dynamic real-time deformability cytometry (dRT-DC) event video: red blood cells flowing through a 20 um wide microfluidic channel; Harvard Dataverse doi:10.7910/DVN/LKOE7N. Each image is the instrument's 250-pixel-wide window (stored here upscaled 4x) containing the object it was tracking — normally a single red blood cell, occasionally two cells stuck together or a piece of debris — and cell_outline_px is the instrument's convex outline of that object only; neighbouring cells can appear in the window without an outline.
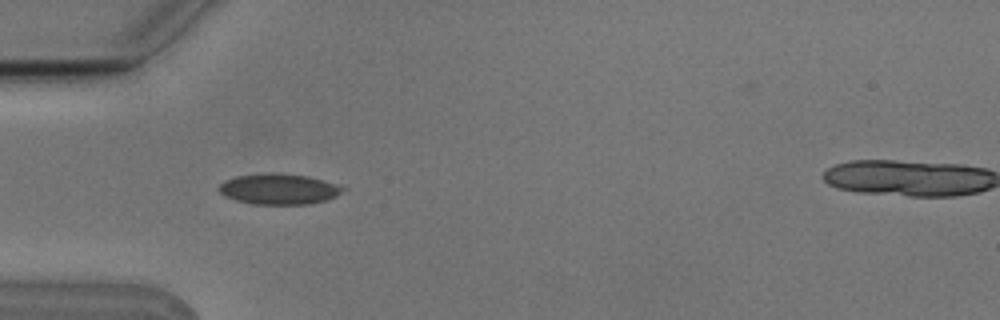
{"species": "Egyptian fruit bat (a non-hibernating species)", "species_latin": "Rousettus aegyptiacus", "temperature_condition": "cold", "stored_images_in_passage": 4, "camera_frame_rate_fps": 3000, "um_per_image_px": 0.085, "animal": {"sex": "male"}, "frame": {"image": 1, "passage_image": 3, "time_ms": 0.667, "image_size_px": [1000, 320], "cell_outline_px": [[348, 188], [336, 196], [328, 200], [308, 204], [252, 204], [236, 200], [224, 196], [216, 188], [224, 180], [236, 176], [268, 172], [308, 176]], "centroid_in_image_um": [23.68, 16.07], "position_along_channel_um": 61.3, "area_um2": 22.25}}